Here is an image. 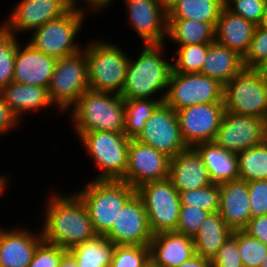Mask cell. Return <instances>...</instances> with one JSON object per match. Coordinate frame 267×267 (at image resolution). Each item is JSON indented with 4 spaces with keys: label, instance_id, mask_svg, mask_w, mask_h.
Listing matches in <instances>:
<instances>
[{
    "label": "cell",
    "instance_id": "obj_1",
    "mask_svg": "<svg viewBox=\"0 0 267 267\" xmlns=\"http://www.w3.org/2000/svg\"><path fill=\"white\" fill-rule=\"evenodd\" d=\"M61 194L52 192L47 199L41 232L44 242L70 250L97 234L79 196L75 192Z\"/></svg>",
    "mask_w": 267,
    "mask_h": 267
},
{
    "label": "cell",
    "instance_id": "obj_2",
    "mask_svg": "<svg viewBox=\"0 0 267 267\" xmlns=\"http://www.w3.org/2000/svg\"><path fill=\"white\" fill-rule=\"evenodd\" d=\"M165 47V43L145 44L140 46L136 59L130 56L125 82L120 93L124 100L165 99L172 73V62L165 60ZM157 95L159 97H156Z\"/></svg>",
    "mask_w": 267,
    "mask_h": 267
},
{
    "label": "cell",
    "instance_id": "obj_3",
    "mask_svg": "<svg viewBox=\"0 0 267 267\" xmlns=\"http://www.w3.org/2000/svg\"><path fill=\"white\" fill-rule=\"evenodd\" d=\"M69 111L78 137L91 131L124 132V99L119 94L88 89Z\"/></svg>",
    "mask_w": 267,
    "mask_h": 267
},
{
    "label": "cell",
    "instance_id": "obj_4",
    "mask_svg": "<svg viewBox=\"0 0 267 267\" xmlns=\"http://www.w3.org/2000/svg\"><path fill=\"white\" fill-rule=\"evenodd\" d=\"M84 186L74 192L84 203L95 233L105 236L136 189L121 180L91 179Z\"/></svg>",
    "mask_w": 267,
    "mask_h": 267
},
{
    "label": "cell",
    "instance_id": "obj_5",
    "mask_svg": "<svg viewBox=\"0 0 267 267\" xmlns=\"http://www.w3.org/2000/svg\"><path fill=\"white\" fill-rule=\"evenodd\" d=\"M89 89L119 94L125 82L129 55L117 44L98 38L86 42Z\"/></svg>",
    "mask_w": 267,
    "mask_h": 267
},
{
    "label": "cell",
    "instance_id": "obj_6",
    "mask_svg": "<svg viewBox=\"0 0 267 267\" xmlns=\"http://www.w3.org/2000/svg\"><path fill=\"white\" fill-rule=\"evenodd\" d=\"M78 139L100 169L93 180H121L124 177L131 141L124 132H84Z\"/></svg>",
    "mask_w": 267,
    "mask_h": 267
},
{
    "label": "cell",
    "instance_id": "obj_7",
    "mask_svg": "<svg viewBox=\"0 0 267 267\" xmlns=\"http://www.w3.org/2000/svg\"><path fill=\"white\" fill-rule=\"evenodd\" d=\"M88 12L72 8L62 17L49 21L31 33L27 41L35 49L56 59L79 53L83 47L76 39Z\"/></svg>",
    "mask_w": 267,
    "mask_h": 267
},
{
    "label": "cell",
    "instance_id": "obj_8",
    "mask_svg": "<svg viewBox=\"0 0 267 267\" xmlns=\"http://www.w3.org/2000/svg\"><path fill=\"white\" fill-rule=\"evenodd\" d=\"M223 101L225 111L267 120V78L244 68L224 85Z\"/></svg>",
    "mask_w": 267,
    "mask_h": 267
},
{
    "label": "cell",
    "instance_id": "obj_9",
    "mask_svg": "<svg viewBox=\"0 0 267 267\" xmlns=\"http://www.w3.org/2000/svg\"><path fill=\"white\" fill-rule=\"evenodd\" d=\"M136 193L143 201L153 235L176 231L181 204L179 192L169 177L146 182L136 188Z\"/></svg>",
    "mask_w": 267,
    "mask_h": 267
},
{
    "label": "cell",
    "instance_id": "obj_10",
    "mask_svg": "<svg viewBox=\"0 0 267 267\" xmlns=\"http://www.w3.org/2000/svg\"><path fill=\"white\" fill-rule=\"evenodd\" d=\"M88 89L87 60L83 50L57 60L48 86L49 98L55 105L54 108L59 112H68Z\"/></svg>",
    "mask_w": 267,
    "mask_h": 267
},
{
    "label": "cell",
    "instance_id": "obj_11",
    "mask_svg": "<svg viewBox=\"0 0 267 267\" xmlns=\"http://www.w3.org/2000/svg\"><path fill=\"white\" fill-rule=\"evenodd\" d=\"M224 85L202 73L172 72L164 102L175 111L197 104L224 103Z\"/></svg>",
    "mask_w": 267,
    "mask_h": 267
},
{
    "label": "cell",
    "instance_id": "obj_12",
    "mask_svg": "<svg viewBox=\"0 0 267 267\" xmlns=\"http://www.w3.org/2000/svg\"><path fill=\"white\" fill-rule=\"evenodd\" d=\"M267 140V120L225 111L213 142L236 154Z\"/></svg>",
    "mask_w": 267,
    "mask_h": 267
},
{
    "label": "cell",
    "instance_id": "obj_13",
    "mask_svg": "<svg viewBox=\"0 0 267 267\" xmlns=\"http://www.w3.org/2000/svg\"><path fill=\"white\" fill-rule=\"evenodd\" d=\"M136 140L173 158L188 149L182 138L177 112L163 102L146 121Z\"/></svg>",
    "mask_w": 267,
    "mask_h": 267
},
{
    "label": "cell",
    "instance_id": "obj_14",
    "mask_svg": "<svg viewBox=\"0 0 267 267\" xmlns=\"http://www.w3.org/2000/svg\"><path fill=\"white\" fill-rule=\"evenodd\" d=\"M72 9L69 0H20L1 26L18 37L58 19Z\"/></svg>",
    "mask_w": 267,
    "mask_h": 267
},
{
    "label": "cell",
    "instance_id": "obj_15",
    "mask_svg": "<svg viewBox=\"0 0 267 267\" xmlns=\"http://www.w3.org/2000/svg\"><path fill=\"white\" fill-rule=\"evenodd\" d=\"M170 158L152 146L131 139L128 150L127 166L121 181L133 188L169 177Z\"/></svg>",
    "mask_w": 267,
    "mask_h": 267
},
{
    "label": "cell",
    "instance_id": "obj_16",
    "mask_svg": "<svg viewBox=\"0 0 267 267\" xmlns=\"http://www.w3.org/2000/svg\"><path fill=\"white\" fill-rule=\"evenodd\" d=\"M180 130L188 147L213 142L225 112L224 103L197 104L177 110Z\"/></svg>",
    "mask_w": 267,
    "mask_h": 267
},
{
    "label": "cell",
    "instance_id": "obj_17",
    "mask_svg": "<svg viewBox=\"0 0 267 267\" xmlns=\"http://www.w3.org/2000/svg\"><path fill=\"white\" fill-rule=\"evenodd\" d=\"M126 18L145 44H164L167 38L168 13L158 0H124Z\"/></svg>",
    "mask_w": 267,
    "mask_h": 267
},
{
    "label": "cell",
    "instance_id": "obj_18",
    "mask_svg": "<svg viewBox=\"0 0 267 267\" xmlns=\"http://www.w3.org/2000/svg\"><path fill=\"white\" fill-rule=\"evenodd\" d=\"M105 236L115 245H150L153 234L143 201L137 193L120 209L116 221Z\"/></svg>",
    "mask_w": 267,
    "mask_h": 267
},
{
    "label": "cell",
    "instance_id": "obj_19",
    "mask_svg": "<svg viewBox=\"0 0 267 267\" xmlns=\"http://www.w3.org/2000/svg\"><path fill=\"white\" fill-rule=\"evenodd\" d=\"M40 233H39V232ZM43 241L41 229L0 227V267H28Z\"/></svg>",
    "mask_w": 267,
    "mask_h": 267
},
{
    "label": "cell",
    "instance_id": "obj_20",
    "mask_svg": "<svg viewBox=\"0 0 267 267\" xmlns=\"http://www.w3.org/2000/svg\"><path fill=\"white\" fill-rule=\"evenodd\" d=\"M57 60L35 49L28 42L23 45L19 42L13 82L48 88Z\"/></svg>",
    "mask_w": 267,
    "mask_h": 267
},
{
    "label": "cell",
    "instance_id": "obj_21",
    "mask_svg": "<svg viewBox=\"0 0 267 267\" xmlns=\"http://www.w3.org/2000/svg\"><path fill=\"white\" fill-rule=\"evenodd\" d=\"M219 187L218 212L233 231L243 230L251 218L248 182L238 179L220 183Z\"/></svg>",
    "mask_w": 267,
    "mask_h": 267
},
{
    "label": "cell",
    "instance_id": "obj_22",
    "mask_svg": "<svg viewBox=\"0 0 267 267\" xmlns=\"http://www.w3.org/2000/svg\"><path fill=\"white\" fill-rule=\"evenodd\" d=\"M149 246L151 263L156 267H177L195 255L192 237L175 231L153 235Z\"/></svg>",
    "mask_w": 267,
    "mask_h": 267
},
{
    "label": "cell",
    "instance_id": "obj_23",
    "mask_svg": "<svg viewBox=\"0 0 267 267\" xmlns=\"http://www.w3.org/2000/svg\"><path fill=\"white\" fill-rule=\"evenodd\" d=\"M169 178L178 192L196 190L212 184L206 166L193 147L170 158Z\"/></svg>",
    "mask_w": 267,
    "mask_h": 267
},
{
    "label": "cell",
    "instance_id": "obj_24",
    "mask_svg": "<svg viewBox=\"0 0 267 267\" xmlns=\"http://www.w3.org/2000/svg\"><path fill=\"white\" fill-rule=\"evenodd\" d=\"M256 27L252 22L232 13L224 6L215 26V41L244 58Z\"/></svg>",
    "mask_w": 267,
    "mask_h": 267
},
{
    "label": "cell",
    "instance_id": "obj_25",
    "mask_svg": "<svg viewBox=\"0 0 267 267\" xmlns=\"http://www.w3.org/2000/svg\"><path fill=\"white\" fill-rule=\"evenodd\" d=\"M0 95L20 120L22 115L54 106L48 88L41 86L11 82L0 90Z\"/></svg>",
    "mask_w": 267,
    "mask_h": 267
},
{
    "label": "cell",
    "instance_id": "obj_26",
    "mask_svg": "<svg viewBox=\"0 0 267 267\" xmlns=\"http://www.w3.org/2000/svg\"><path fill=\"white\" fill-rule=\"evenodd\" d=\"M206 166L212 183L220 184L239 179L238 156L214 142L199 143L193 147Z\"/></svg>",
    "mask_w": 267,
    "mask_h": 267
},
{
    "label": "cell",
    "instance_id": "obj_27",
    "mask_svg": "<svg viewBox=\"0 0 267 267\" xmlns=\"http://www.w3.org/2000/svg\"><path fill=\"white\" fill-rule=\"evenodd\" d=\"M244 68L241 55L214 41L208 44L207 54L200 73L214 78L222 85H225Z\"/></svg>",
    "mask_w": 267,
    "mask_h": 267
},
{
    "label": "cell",
    "instance_id": "obj_28",
    "mask_svg": "<svg viewBox=\"0 0 267 267\" xmlns=\"http://www.w3.org/2000/svg\"><path fill=\"white\" fill-rule=\"evenodd\" d=\"M232 232L218 211L209 213L192 238L195 254L212 261Z\"/></svg>",
    "mask_w": 267,
    "mask_h": 267
},
{
    "label": "cell",
    "instance_id": "obj_29",
    "mask_svg": "<svg viewBox=\"0 0 267 267\" xmlns=\"http://www.w3.org/2000/svg\"><path fill=\"white\" fill-rule=\"evenodd\" d=\"M166 39L178 46L211 44L215 41V26L196 19L168 18Z\"/></svg>",
    "mask_w": 267,
    "mask_h": 267
},
{
    "label": "cell",
    "instance_id": "obj_30",
    "mask_svg": "<svg viewBox=\"0 0 267 267\" xmlns=\"http://www.w3.org/2000/svg\"><path fill=\"white\" fill-rule=\"evenodd\" d=\"M116 245L106 236L96 235L68 250L78 267H110Z\"/></svg>",
    "mask_w": 267,
    "mask_h": 267
},
{
    "label": "cell",
    "instance_id": "obj_31",
    "mask_svg": "<svg viewBox=\"0 0 267 267\" xmlns=\"http://www.w3.org/2000/svg\"><path fill=\"white\" fill-rule=\"evenodd\" d=\"M223 7L224 0H180L168 12V18L196 19L216 26Z\"/></svg>",
    "mask_w": 267,
    "mask_h": 267
},
{
    "label": "cell",
    "instance_id": "obj_32",
    "mask_svg": "<svg viewBox=\"0 0 267 267\" xmlns=\"http://www.w3.org/2000/svg\"><path fill=\"white\" fill-rule=\"evenodd\" d=\"M164 102V99H132L124 100L125 125L124 133L129 139H136L146 121L154 111Z\"/></svg>",
    "mask_w": 267,
    "mask_h": 267
},
{
    "label": "cell",
    "instance_id": "obj_33",
    "mask_svg": "<svg viewBox=\"0 0 267 267\" xmlns=\"http://www.w3.org/2000/svg\"><path fill=\"white\" fill-rule=\"evenodd\" d=\"M239 179L267 180V140L237 154Z\"/></svg>",
    "mask_w": 267,
    "mask_h": 267
},
{
    "label": "cell",
    "instance_id": "obj_34",
    "mask_svg": "<svg viewBox=\"0 0 267 267\" xmlns=\"http://www.w3.org/2000/svg\"><path fill=\"white\" fill-rule=\"evenodd\" d=\"M172 58V72L200 73L206 57L208 44L180 45ZM176 56V57H175Z\"/></svg>",
    "mask_w": 267,
    "mask_h": 267
},
{
    "label": "cell",
    "instance_id": "obj_35",
    "mask_svg": "<svg viewBox=\"0 0 267 267\" xmlns=\"http://www.w3.org/2000/svg\"><path fill=\"white\" fill-rule=\"evenodd\" d=\"M221 190L219 184L212 183L196 190L179 192L180 204L193 206L210 213L217 212L220 204Z\"/></svg>",
    "mask_w": 267,
    "mask_h": 267
},
{
    "label": "cell",
    "instance_id": "obj_36",
    "mask_svg": "<svg viewBox=\"0 0 267 267\" xmlns=\"http://www.w3.org/2000/svg\"><path fill=\"white\" fill-rule=\"evenodd\" d=\"M18 37L0 26V90L13 82Z\"/></svg>",
    "mask_w": 267,
    "mask_h": 267
},
{
    "label": "cell",
    "instance_id": "obj_37",
    "mask_svg": "<svg viewBox=\"0 0 267 267\" xmlns=\"http://www.w3.org/2000/svg\"><path fill=\"white\" fill-rule=\"evenodd\" d=\"M149 245H116L110 267H147Z\"/></svg>",
    "mask_w": 267,
    "mask_h": 267
},
{
    "label": "cell",
    "instance_id": "obj_38",
    "mask_svg": "<svg viewBox=\"0 0 267 267\" xmlns=\"http://www.w3.org/2000/svg\"><path fill=\"white\" fill-rule=\"evenodd\" d=\"M237 245L244 267H260L267 256V245L243 230H237Z\"/></svg>",
    "mask_w": 267,
    "mask_h": 267
},
{
    "label": "cell",
    "instance_id": "obj_39",
    "mask_svg": "<svg viewBox=\"0 0 267 267\" xmlns=\"http://www.w3.org/2000/svg\"><path fill=\"white\" fill-rule=\"evenodd\" d=\"M266 0H224V6L234 14L244 17L247 21L259 26Z\"/></svg>",
    "mask_w": 267,
    "mask_h": 267
},
{
    "label": "cell",
    "instance_id": "obj_40",
    "mask_svg": "<svg viewBox=\"0 0 267 267\" xmlns=\"http://www.w3.org/2000/svg\"><path fill=\"white\" fill-rule=\"evenodd\" d=\"M267 59V27L257 26L250 47L243 58L245 68L257 69Z\"/></svg>",
    "mask_w": 267,
    "mask_h": 267
},
{
    "label": "cell",
    "instance_id": "obj_41",
    "mask_svg": "<svg viewBox=\"0 0 267 267\" xmlns=\"http://www.w3.org/2000/svg\"><path fill=\"white\" fill-rule=\"evenodd\" d=\"M210 212L193 206L181 205L177 233L194 237Z\"/></svg>",
    "mask_w": 267,
    "mask_h": 267
},
{
    "label": "cell",
    "instance_id": "obj_42",
    "mask_svg": "<svg viewBox=\"0 0 267 267\" xmlns=\"http://www.w3.org/2000/svg\"><path fill=\"white\" fill-rule=\"evenodd\" d=\"M211 267H244L234 230L211 261Z\"/></svg>",
    "mask_w": 267,
    "mask_h": 267
},
{
    "label": "cell",
    "instance_id": "obj_43",
    "mask_svg": "<svg viewBox=\"0 0 267 267\" xmlns=\"http://www.w3.org/2000/svg\"><path fill=\"white\" fill-rule=\"evenodd\" d=\"M66 251L58 245L42 241L36 248L33 259L28 267H59L61 256Z\"/></svg>",
    "mask_w": 267,
    "mask_h": 267
},
{
    "label": "cell",
    "instance_id": "obj_44",
    "mask_svg": "<svg viewBox=\"0 0 267 267\" xmlns=\"http://www.w3.org/2000/svg\"><path fill=\"white\" fill-rule=\"evenodd\" d=\"M251 218L267 215V180L248 182Z\"/></svg>",
    "mask_w": 267,
    "mask_h": 267
},
{
    "label": "cell",
    "instance_id": "obj_45",
    "mask_svg": "<svg viewBox=\"0 0 267 267\" xmlns=\"http://www.w3.org/2000/svg\"><path fill=\"white\" fill-rule=\"evenodd\" d=\"M21 121L0 95V136L3 137L4 134L14 131V128L20 126Z\"/></svg>",
    "mask_w": 267,
    "mask_h": 267
},
{
    "label": "cell",
    "instance_id": "obj_46",
    "mask_svg": "<svg viewBox=\"0 0 267 267\" xmlns=\"http://www.w3.org/2000/svg\"><path fill=\"white\" fill-rule=\"evenodd\" d=\"M243 231L267 245V215L250 218Z\"/></svg>",
    "mask_w": 267,
    "mask_h": 267
},
{
    "label": "cell",
    "instance_id": "obj_47",
    "mask_svg": "<svg viewBox=\"0 0 267 267\" xmlns=\"http://www.w3.org/2000/svg\"><path fill=\"white\" fill-rule=\"evenodd\" d=\"M69 1H70L72 8L86 11L88 13L90 11V13L92 12L93 14H94V12H95V14L98 13L99 11H101V9L103 10L105 8H108L107 6H111V4L114 2L113 0H80V1L79 0H69ZM78 2H81V4L83 2L84 6L82 4V7H80L81 4Z\"/></svg>",
    "mask_w": 267,
    "mask_h": 267
},
{
    "label": "cell",
    "instance_id": "obj_48",
    "mask_svg": "<svg viewBox=\"0 0 267 267\" xmlns=\"http://www.w3.org/2000/svg\"><path fill=\"white\" fill-rule=\"evenodd\" d=\"M177 267H211V261L197 254Z\"/></svg>",
    "mask_w": 267,
    "mask_h": 267
},
{
    "label": "cell",
    "instance_id": "obj_49",
    "mask_svg": "<svg viewBox=\"0 0 267 267\" xmlns=\"http://www.w3.org/2000/svg\"><path fill=\"white\" fill-rule=\"evenodd\" d=\"M59 267H78L74 256L68 250L61 256Z\"/></svg>",
    "mask_w": 267,
    "mask_h": 267
},
{
    "label": "cell",
    "instance_id": "obj_50",
    "mask_svg": "<svg viewBox=\"0 0 267 267\" xmlns=\"http://www.w3.org/2000/svg\"><path fill=\"white\" fill-rule=\"evenodd\" d=\"M163 9L168 13L180 0H158Z\"/></svg>",
    "mask_w": 267,
    "mask_h": 267
},
{
    "label": "cell",
    "instance_id": "obj_51",
    "mask_svg": "<svg viewBox=\"0 0 267 267\" xmlns=\"http://www.w3.org/2000/svg\"><path fill=\"white\" fill-rule=\"evenodd\" d=\"M0 173V198L3 195V193L5 192V189L8 188V178L10 176Z\"/></svg>",
    "mask_w": 267,
    "mask_h": 267
},
{
    "label": "cell",
    "instance_id": "obj_52",
    "mask_svg": "<svg viewBox=\"0 0 267 267\" xmlns=\"http://www.w3.org/2000/svg\"><path fill=\"white\" fill-rule=\"evenodd\" d=\"M257 69L265 78H267V59Z\"/></svg>",
    "mask_w": 267,
    "mask_h": 267
},
{
    "label": "cell",
    "instance_id": "obj_53",
    "mask_svg": "<svg viewBox=\"0 0 267 267\" xmlns=\"http://www.w3.org/2000/svg\"><path fill=\"white\" fill-rule=\"evenodd\" d=\"M260 25L267 27V1H266V4H265L264 14H263V18H262V21H261Z\"/></svg>",
    "mask_w": 267,
    "mask_h": 267
},
{
    "label": "cell",
    "instance_id": "obj_54",
    "mask_svg": "<svg viewBox=\"0 0 267 267\" xmlns=\"http://www.w3.org/2000/svg\"><path fill=\"white\" fill-rule=\"evenodd\" d=\"M260 267H267V256L265 257L264 262H261Z\"/></svg>",
    "mask_w": 267,
    "mask_h": 267
},
{
    "label": "cell",
    "instance_id": "obj_55",
    "mask_svg": "<svg viewBox=\"0 0 267 267\" xmlns=\"http://www.w3.org/2000/svg\"><path fill=\"white\" fill-rule=\"evenodd\" d=\"M147 267H156L154 266L151 262L149 263V265Z\"/></svg>",
    "mask_w": 267,
    "mask_h": 267
}]
</instances>
